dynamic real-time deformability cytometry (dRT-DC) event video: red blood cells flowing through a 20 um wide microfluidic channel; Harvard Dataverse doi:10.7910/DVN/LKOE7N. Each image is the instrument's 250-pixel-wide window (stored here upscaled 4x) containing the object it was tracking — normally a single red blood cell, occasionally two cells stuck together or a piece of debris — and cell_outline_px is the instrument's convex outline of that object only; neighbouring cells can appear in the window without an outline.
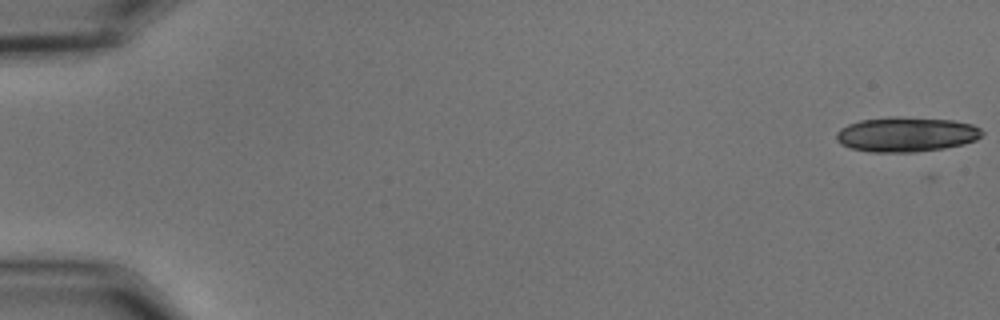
{"species": "common noctule bat (a hibernating species)", "species_latin": "Nyctalus noctula", "temperature_condition": "cold", "stored_images_in_passage": 3, "camera_frame_rate_fps": 3000, "um_per_image_px": 0.085, "animal": {"sex": "male", "body_mass_g": 15.6}, "frame": {"image": 1, "passage_image": 1, "time_ms": 0.0, "image_size_px": [1000, 320], "cell_outline_px": [[984, 132], [976, 140], [964, 144], [944, 148], [916, 152], [868, 152], [852, 148], [840, 144], [836, 140], [836, 132], [840, 128], [848, 124], [860, 120], [888, 116], [896, 116], [952, 120], [972, 124], [980, 128]], "centroid_in_image_um": [77.01, 11.42], "position_along_channel_um": 8.0, "area_um2": 29.82}}